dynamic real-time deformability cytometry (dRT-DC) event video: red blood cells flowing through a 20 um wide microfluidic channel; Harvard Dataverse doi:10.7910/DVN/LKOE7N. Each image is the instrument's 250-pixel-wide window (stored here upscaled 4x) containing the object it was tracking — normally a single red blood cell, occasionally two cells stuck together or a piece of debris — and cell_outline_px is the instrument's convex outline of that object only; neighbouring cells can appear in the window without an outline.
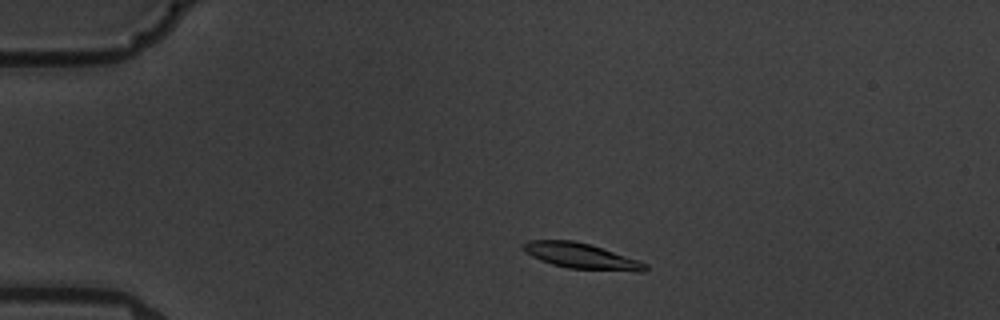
{"species": "common noctule bat (a hibernating species)", "species_latin": "Nyctalus noctula", "temperature_condition": "warm", "stored_images_in_passage": 13, "camera_frame_rate_fps": 3000, "um_per_image_px": 0.085, "animal": {"sex": "male", "body_mass_g": 19.5, "forearm_length_mm": 54.6}, "frame": {"image": 1, "passage_image": 1, "time_ms": 0.0, "image_size_px": [1000, 320], "cell_outline_px": [[648, 268], [644, 272], [640, 272], [568, 268], [552, 264], [540, 260], [524, 252], [520, 248], [520, 244], [528, 240], [572, 240], [588, 244], [640, 260], [648, 264]], "centroid_in_image_um": [49.39, 21.76], "position_along_channel_um": 35.6, "area_um2": 18.32}}
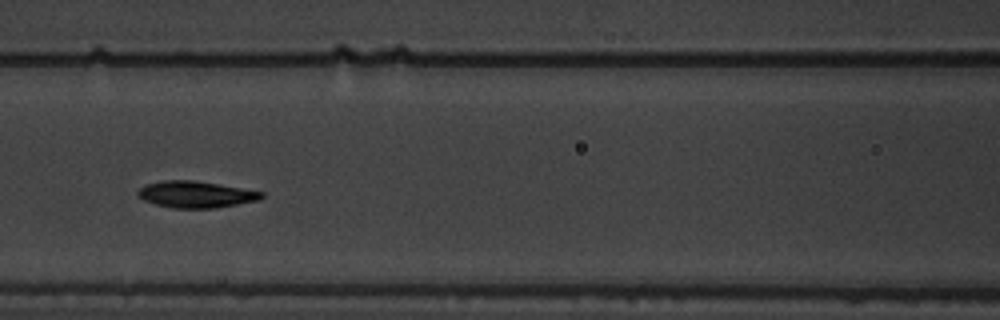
{"frame": {"image": 2, "passage_image": 5, "time_ms": 4.667, "image_size_px": [1000, 320], "cell_outline_px": [[264, 196], [260, 200], [216, 208], [172, 208], [156, 204], [144, 200], [136, 196], [136, 192], [140, 188], [148, 184], [164, 180], [192, 180], [264, 192]], "centroid_in_image_um": [16.63, 16.53], "position_along_channel_um": 150.0, "area_um2": 19.02}}
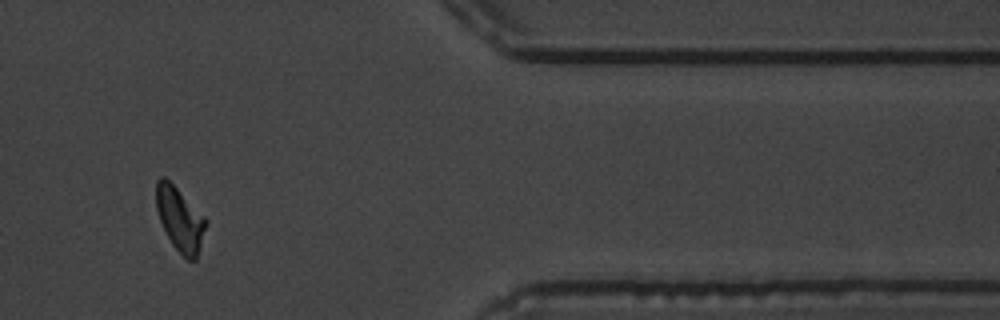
{"frame": {"image": 3, "passage_image": 11, "time_ms": 12.333, "image_size_px": [1000, 320], "cell_outline_px": [[208, 224], [196, 260], [188, 260], [172, 244], [160, 220], [156, 208], [156, 180], [160, 176], [164, 176], [204, 216]], "centroid_in_image_um": [15.3, 18.63], "position_along_channel_um": 396.1, "area_um2": 18.21}, "authors_computed_cell_mechanics": {"area_um2": 18.5538, "velocity_mm_per_s": 3.525, "shape_relaxation_time_tau1_ms": 2.1703, "shape_relaxation_time_tau2_ms": 2.8564, "deformation_change_tau1": 0.1153, "deformation_change_tau2": 0.0529}}